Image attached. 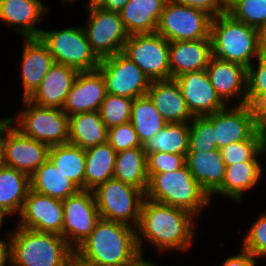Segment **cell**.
<instances>
[{"instance_id":"d590c367","label":"cell","mask_w":266,"mask_h":266,"mask_svg":"<svg viewBox=\"0 0 266 266\" xmlns=\"http://www.w3.org/2000/svg\"><path fill=\"white\" fill-rule=\"evenodd\" d=\"M266 152V134L258 132L252 139L229 144L220 149L226 165L240 162H258L256 157Z\"/></svg>"},{"instance_id":"7bdbcfd3","label":"cell","mask_w":266,"mask_h":266,"mask_svg":"<svg viewBox=\"0 0 266 266\" xmlns=\"http://www.w3.org/2000/svg\"><path fill=\"white\" fill-rule=\"evenodd\" d=\"M243 241V249L252 256H266V214H261L253 223Z\"/></svg>"},{"instance_id":"d6a6232c","label":"cell","mask_w":266,"mask_h":266,"mask_svg":"<svg viewBox=\"0 0 266 266\" xmlns=\"http://www.w3.org/2000/svg\"><path fill=\"white\" fill-rule=\"evenodd\" d=\"M48 159L65 177L85 190V149L70 143L52 146Z\"/></svg>"},{"instance_id":"4dcf8cb0","label":"cell","mask_w":266,"mask_h":266,"mask_svg":"<svg viewBox=\"0 0 266 266\" xmlns=\"http://www.w3.org/2000/svg\"><path fill=\"white\" fill-rule=\"evenodd\" d=\"M116 154L108 142L85 150V190L92 191L113 178Z\"/></svg>"},{"instance_id":"ffe728a7","label":"cell","mask_w":266,"mask_h":266,"mask_svg":"<svg viewBox=\"0 0 266 266\" xmlns=\"http://www.w3.org/2000/svg\"><path fill=\"white\" fill-rule=\"evenodd\" d=\"M79 71L54 63L28 100L40 107L62 108Z\"/></svg>"},{"instance_id":"603a6c76","label":"cell","mask_w":266,"mask_h":266,"mask_svg":"<svg viewBox=\"0 0 266 266\" xmlns=\"http://www.w3.org/2000/svg\"><path fill=\"white\" fill-rule=\"evenodd\" d=\"M23 48L20 66L24 90L23 99H28L40 86L41 81L54 64V60L39 38H25Z\"/></svg>"},{"instance_id":"ab89813d","label":"cell","mask_w":266,"mask_h":266,"mask_svg":"<svg viewBox=\"0 0 266 266\" xmlns=\"http://www.w3.org/2000/svg\"><path fill=\"white\" fill-rule=\"evenodd\" d=\"M257 69L253 64L247 68V99L246 104L252 106L266 93V58L258 57Z\"/></svg>"},{"instance_id":"cb8c5ba5","label":"cell","mask_w":266,"mask_h":266,"mask_svg":"<svg viewBox=\"0 0 266 266\" xmlns=\"http://www.w3.org/2000/svg\"><path fill=\"white\" fill-rule=\"evenodd\" d=\"M49 8L40 0H0V19L16 28L24 38H38L42 29L35 27Z\"/></svg>"},{"instance_id":"f1b7e54d","label":"cell","mask_w":266,"mask_h":266,"mask_svg":"<svg viewBox=\"0 0 266 266\" xmlns=\"http://www.w3.org/2000/svg\"><path fill=\"white\" fill-rule=\"evenodd\" d=\"M31 189L37 193L64 200L80 188L47 159L31 176Z\"/></svg>"},{"instance_id":"9f6ffc18","label":"cell","mask_w":266,"mask_h":266,"mask_svg":"<svg viewBox=\"0 0 266 266\" xmlns=\"http://www.w3.org/2000/svg\"><path fill=\"white\" fill-rule=\"evenodd\" d=\"M89 2L86 4L87 8L91 5H96L100 0H88Z\"/></svg>"},{"instance_id":"30bf717a","label":"cell","mask_w":266,"mask_h":266,"mask_svg":"<svg viewBox=\"0 0 266 266\" xmlns=\"http://www.w3.org/2000/svg\"><path fill=\"white\" fill-rule=\"evenodd\" d=\"M212 18L203 10L167 0L156 33L169 42L210 39Z\"/></svg>"},{"instance_id":"8fae6325","label":"cell","mask_w":266,"mask_h":266,"mask_svg":"<svg viewBox=\"0 0 266 266\" xmlns=\"http://www.w3.org/2000/svg\"><path fill=\"white\" fill-rule=\"evenodd\" d=\"M88 9V24L83 26L93 53L99 60L122 52L129 34L118 12L97 5Z\"/></svg>"},{"instance_id":"83f0119b","label":"cell","mask_w":266,"mask_h":266,"mask_svg":"<svg viewBox=\"0 0 266 266\" xmlns=\"http://www.w3.org/2000/svg\"><path fill=\"white\" fill-rule=\"evenodd\" d=\"M113 178L146 192L149 177L147 155L143 146L126 149L116 154Z\"/></svg>"},{"instance_id":"b9f144b4","label":"cell","mask_w":266,"mask_h":266,"mask_svg":"<svg viewBox=\"0 0 266 266\" xmlns=\"http://www.w3.org/2000/svg\"><path fill=\"white\" fill-rule=\"evenodd\" d=\"M107 142L117 153L142 146L131 122L109 128Z\"/></svg>"},{"instance_id":"277c9868","label":"cell","mask_w":266,"mask_h":266,"mask_svg":"<svg viewBox=\"0 0 266 266\" xmlns=\"http://www.w3.org/2000/svg\"><path fill=\"white\" fill-rule=\"evenodd\" d=\"M145 198L164 205L183 208L194 215L206 205L211 197L194 179L186 164L168 173H156L148 179Z\"/></svg>"},{"instance_id":"9a60e30c","label":"cell","mask_w":266,"mask_h":266,"mask_svg":"<svg viewBox=\"0 0 266 266\" xmlns=\"http://www.w3.org/2000/svg\"><path fill=\"white\" fill-rule=\"evenodd\" d=\"M227 108L226 106L218 112L205 116L213 124L218 149L232 143L250 140L259 132L252 106L244 104Z\"/></svg>"},{"instance_id":"1f68e13d","label":"cell","mask_w":266,"mask_h":266,"mask_svg":"<svg viewBox=\"0 0 266 266\" xmlns=\"http://www.w3.org/2000/svg\"><path fill=\"white\" fill-rule=\"evenodd\" d=\"M261 171L259 162H240L226 165L223 183L214 193L241 201L243 193L259 181Z\"/></svg>"},{"instance_id":"60d3db41","label":"cell","mask_w":266,"mask_h":266,"mask_svg":"<svg viewBox=\"0 0 266 266\" xmlns=\"http://www.w3.org/2000/svg\"><path fill=\"white\" fill-rule=\"evenodd\" d=\"M186 155L155 152L147 154V174L168 173L181 169L186 164Z\"/></svg>"},{"instance_id":"c3c4849f","label":"cell","mask_w":266,"mask_h":266,"mask_svg":"<svg viewBox=\"0 0 266 266\" xmlns=\"http://www.w3.org/2000/svg\"><path fill=\"white\" fill-rule=\"evenodd\" d=\"M10 232L8 233L7 242L0 239V266H5V263L9 260V264H11V244L9 240Z\"/></svg>"},{"instance_id":"bcb514c9","label":"cell","mask_w":266,"mask_h":266,"mask_svg":"<svg viewBox=\"0 0 266 266\" xmlns=\"http://www.w3.org/2000/svg\"><path fill=\"white\" fill-rule=\"evenodd\" d=\"M256 257L242 248L241 254L230 256L224 261L222 266H255Z\"/></svg>"},{"instance_id":"8d00e7d4","label":"cell","mask_w":266,"mask_h":266,"mask_svg":"<svg viewBox=\"0 0 266 266\" xmlns=\"http://www.w3.org/2000/svg\"><path fill=\"white\" fill-rule=\"evenodd\" d=\"M226 13L256 29L266 26V0H233L226 6Z\"/></svg>"},{"instance_id":"6da1fadb","label":"cell","mask_w":266,"mask_h":266,"mask_svg":"<svg viewBox=\"0 0 266 266\" xmlns=\"http://www.w3.org/2000/svg\"><path fill=\"white\" fill-rule=\"evenodd\" d=\"M194 218V214L188 210L145 198L136 228L140 253H143L142 237L156 246L159 252L170 249L188 250L195 235Z\"/></svg>"},{"instance_id":"f5cc1de1","label":"cell","mask_w":266,"mask_h":266,"mask_svg":"<svg viewBox=\"0 0 266 266\" xmlns=\"http://www.w3.org/2000/svg\"><path fill=\"white\" fill-rule=\"evenodd\" d=\"M88 266H129V264H111V263H102V264H86Z\"/></svg>"},{"instance_id":"4316f807","label":"cell","mask_w":266,"mask_h":266,"mask_svg":"<svg viewBox=\"0 0 266 266\" xmlns=\"http://www.w3.org/2000/svg\"><path fill=\"white\" fill-rule=\"evenodd\" d=\"M107 128L99 111L69 115V142L88 149L107 142Z\"/></svg>"},{"instance_id":"836d02e7","label":"cell","mask_w":266,"mask_h":266,"mask_svg":"<svg viewBox=\"0 0 266 266\" xmlns=\"http://www.w3.org/2000/svg\"><path fill=\"white\" fill-rule=\"evenodd\" d=\"M190 123H167L156 135L145 142L146 155L155 152L186 155L189 148Z\"/></svg>"},{"instance_id":"ee69618b","label":"cell","mask_w":266,"mask_h":266,"mask_svg":"<svg viewBox=\"0 0 266 266\" xmlns=\"http://www.w3.org/2000/svg\"><path fill=\"white\" fill-rule=\"evenodd\" d=\"M173 3L194 7L200 9L211 15L217 17L218 15L226 13V5L223 0H170Z\"/></svg>"},{"instance_id":"d6986e66","label":"cell","mask_w":266,"mask_h":266,"mask_svg":"<svg viewBox=\"0 0 266 266\" xmlns=\"http://www.w3.org/2000/svg\"><path fill=\"white\" fill-rule=\"evenodd\" d=\"M205 70L210 83L224 103L242 94L241 91L244 89L245 92L237 105L246 104L247 68L245 66L211 56Z\"/></svg>"},{"instance_id":"8992f818","label":"cell","mask_w":266,"mask_h":266,"mask_svg":"<svg viewBox=\"0 0 266 266\" xmlns=\"http://www.w3.org/2000/svg\"><path fill=\"white\" fill-rule=\"evenodd\" d=\"M92 191L101 219L137 228L145 199L142 190L112 178Z\"/></svg>"},{"instance_id":"7dc6e473","label":"cell","mask_w":266,"mask_h":266,"mask_svg":"<svg viewBox=\"0 0 266 266\" xmlns=\"http://www.w3.org/2000/svg\"><path fill=\"white\" fill-rule=\"evenodd\" d=\"M129 0H100L96 5L102 9L120 12Z\"/></svg>"},{"instance_id":"52a82bcc","label":"cell","mask_w":266,"mask_h":266,"mask_svg":"<svg viewBox=\"0 0 266 266\" xmlns=\"http://www.w3.org/2000/svg\"><path fill=\"white\" fill-rule=\"evenodd\" d=\"M47 47L54 63L63 64L78 71L98 69L100 60L93 53L83 27H71L56 31H41L38 37Z\"/></svg>"},{"instance_id":"484cf974","label":"cell","mask_w":266,"mask_h":266,"mask_svg":"<svg viewBox=\"0 0 266 266\" xmlns=\"http://www.w3.org/2000/svg\"><path fill=\"white\" fill-rule=\"evenodd\" d=\"M186 166L194 179L211 195L222 185L225 178L226 164L220 149L202 153H187Z\"/></svg>"},{"instance_id":"4fadbf2b","label":"cell","mask_w":266,"mask_h":266,"mask_svg":"<svg viewBox=\"0 0 266 266\" xmlns=\"http://www.w3.org/2000/svg\"><path fill=\"white\" fill-rule=\"evenodd\" d=\"M98 69L105 81L106 94L139 98L147 94L152 82L122 52L100 60Z\"/></svg>"},{"instance_id":"d4e9b609","label":"cell","mask_w":266,"mask_h":266,"mask_svg":"<svg viewBox=\"0 0 266 266\" xmlns=\"http://www.w3.org/2000/svg\"><path fill=\"white\" fill-rule=\"evenodd\" d=\"M167 0H129L119 12L129 35L155 33Z\"/></svg>"},{"instance_id":"7a4b0ae2","label":"cell","mask_w":266,"mask_h":266,"mask_svg":"<svg viewBox=\"0 0 266 266\" xmlns=\"http://www.w3.org/2000/svg\"><path fill=\"white\" fill-rule=\"evenodd\" d=\"M139 253L135 228L100 219L74 257L84 264H130Z\"/></svg>"},{"instance_id":"e575fe53","label":"cell","mask_w":266,"mask_h":266,"mask_svg":"<svg viewBox=\"0 0 266 266\" xmlns=\"http://www.w3.org/2000/svg\"><path fill=\"white\" fill-rule=\"evenodd\" d=\"M130 122L141 145L156 135L167 124L147 95L133 100Z\"/></svg>"},{"instance_id":"7402d4cb","label":"cell","mask_w":266,"mask_h":266,"mask_svg":"<svg viewBox=\"0 0 266 266\" xmlns=\"http://www.w3.org/2000/svg\"><path fill=\"white\" fill-rule=\"evenodd\" d=\"M212 56L211 39L169 42L170 79L205 70Z\"/></svg>"},{"instance_id":"f907efd6","label":"cell","mask_w":266,"mask_h":266,"mask_svg":"<svg viewBox=\"0 0 266 266\" xmlns=\"http://www.w3.org/2000/svg\"><path fill=\"white\" fill-rule=\"evenodd\" d=\"M143 253H139L129 264V266H157L154 263L147 262L146 260H143Z\"/></svg>"},{"instance_id":"ac0fdd59","label":"cell","mask_w":266,"mask_h":266,"mask_svg":"<svg viewBox=\"0 0 266 266\" xmlns=\"http://www.w3.org/2000/svg\"><path fill=\"white\" fill-rule=\"evenodd\" d=\"M105 95V81L99 69L79 71L62 110L68 116L99 111Z\"/></svg>"},{"instance_id":"3957f363","label":"cell","mask_w":266,"mask_h":266,"mask_svg":"<svg viewBox=\"0 0 266 266\" xmlns=\"http://www.w3.org/2000/svg\"><path fill=\"white\" fill-rule=\"evenodd\" d=\"M12 266H68L74 250L58 234L17 226L10 231Z\"/></svg>"},{"instance_id":"ba28073f","label":"cell","mask_w":266,"mask_h":266,"mask_svg":"<svg viewBox=\"0 0 266 266\" xmlns=\"http://www.w3.org/2000/svg\"><path fill=\"white\" fill-rule=\"evenodd\" d=\"M24 107L16 121L23 135L49 147L69 142V116L62 108L40 107L23 99Z\"/></svg>"},{"instance_id":"f546056e","label":"cell","mask_w":266,"mask_h":266,"mask_svg":"<svg viewBox=\"0 0 266 266\" xmlns=\"http://www.w3.org/2000/svg\"><path fill=\"white\" fill-rule=\"evenodd\" d=\"M30 189V176L5 166L0 170V209L8 215L21 213Z\"/></svg>"},{"instance_id":"5b68a950","label":"cell","mask_w":266,"mask_h":266,"mask_svg":"<svg viewBox=\"0 0 266 266\" xmlns=\"http://www.w3.org/2000/svg\"><path fill=\"white\" fill-rule=\"evenodd\" d=\"M212 56L248 68L252 58L260 57L258 51V29L237 21L228 13L212 18Z\"/></svg>"},{"instance_id":"e0dca14e","label":"cell","mask_w":266,"mask_h":266,"mask_svg":"<svg viewBox=\"0 0 266 266\" xmlns=\"http://www.w3.org/2000/svg\"><path fill=\"white\" fill-rule=\"evenodd\" d=\"M174 79L193 116L213 114L227 106L217 95L206 70L183 73Z\"/></svg>"},{"instance_id":"9c48e42d","label":"cell","mask_w":266,"mask_h":266,"mask_svg":"<svg viewBox=\"0 0 266 266\" xmlns=\"http://www.w3.org/2000/svg\"><path fill=\"white\" fill-rule=\"evenodd\" d=\"M15 118L0 121V145L5 166L31 176L47 159L50 147L23 135L13 125Z\"/></svg>"},{"instance_id":"816d5d0a","label":"cell","mask_w":266,"mask_h":266,"mask_svg":"<svg viewBox=\"0 0 266 266\" xmlns=\"http://www.w3.org/2000/svg\"><path fill=\"white\" fill-rule=\"evenodd\" d=\"M68 266H88L84 263H82L81 261H79L76 257H73L69 263Z\"/></svg>"},{"instance_id":"44dd1931","label":"cell","mask_w":266,"mask_h":266,"mask_svg":"<svg viewBox=\"0 0 266 266\" xmlns=\"http://www.w3.org/2000/svg\"><path fill=\"white\" fill-rule=\"evenodd\" d=\"M146 95L167 123H187L193 120L194 116L175 79L152 81Z\"/></svg>"},{"instance_id":"6f0895ef","label":"cell","mask_w":266,"mask_h":266,"mask_svg":"<svg viewBox=\"0 0 266 266\" xmlns=\"http://www.w3.org/2000/svg\"><path fill=\"white\" fill-rule=\"evenodd\" d=\"M233 0H223L224 4L227 6Z\"/></svg>"},{"instance_id":"db71d44e","label":"cell","mask_w":266,"mask_h":266,"mask_svg":"<svg viewBox=\"0 0 266 266\" xmlns=\"http://www.w3.org/2000/svg\"><path fill=\"white\" fill-rule=\"evenodd\" d=\"M5 167V160H4V155H3V150L0 145V170Z\"/></svg>"},{"instance_id":"681fc988","label":"cell","mask_w":266,"mask_h":266,"mask_svg":"<svg viewBox=\"0 0 266 266\" xmlns=\"http://www.w3.org/2000/svg\"><path fill=\"white\" fill-rule=\"evenodd\" d=\"M258 51L260 57L266 58V26L258 29Z\"/></svg>"},{"instance_id":"11a10c76","label":"cell","mask_w":266,"mask_h":266,"mask_svg":"<svg viewBox=\"0 0 266 266\" xmlns=\"http://www.w3.org/2000/svg\"><path fill=\"white\" fill-rule=\"evenodd\" d=\"M8 215L4 210L0 209V228L2 226L3 217Z\"/></svg>"},{"instance_id":"f35d334b","label":"cell","mask_w":266,"mask_h":266,"mask_svg":"<svg viewBox=\"0 0 266 266\" xmlns=\"http://www.w3.org/2000/svg\"><path fill=\"white\" fill-rule=\"evenodd\" d=\"M134 99L106 94L99 113L107 129L130 122Z\"/></svg>"},{"instance_id":"2e32d148","label":"cell","mask_w":266,"mask_h":266,"mask_svg":"<svg viewBox=\"0 0 266 266\" xmlns=\"http://www.w3.org/2000/svg\"><path fill=\"white\" fill-rule=\"evenodd\" d=\"M19 227L63 237V202L30 189L20 213Z\"/></svg>"},{"instance_id":"74e56055","label":"cell","mask_w":266,"mask_h":266,"mask_svg":"<svg viewBox=\"0 0 266 266\" xmlns=\"http://www.w3.org/2000/svg\"><path fill=\"white\" fill-rule=\"evenodd\" d=\"M218 149L213 124L205 116H194L190 123L188 153Z\"/></svg>"},{"instance_id":"7c38bea8","label":"cell","mask_w":266,"mask_h":266,"mask_svg":"<svg viewBox=\"0 0 266 266\" xmlns=\"http://www.w3.org/2000/svg\"><path fill=\"white\" fill-rule=\"evenodd\" d=\"M122 53L151 81L170 79L169 41L160 34L130 35Z\"/></svg>"},{"instance_id":"5bb4252c","label":"cell","mask_w":266,"mask_h":266,"mask_svg":"<svg viewBox=\"0 0 266 266\" xmlns=\"http://www.w3.org/2000/svg\"><path fill=\"white\" fill-rule=\"evenodd\" d=\"M62 202L63 238L75 250L94 230L96 223L101 218L93 191L80 189Z\"/></svg>"},{"instance_id":"f6af8a7d","label":"cell","mask_w":266,"mask_h":266,"mask_svg":"<svg viewBox=\"0 0 266 266\" xmlns=\"http://www.w3.org/2000/svg\"><path fill=\"white\" fill-rule=\"evenodd\" d=\"M252 109L258 131L266 134V93L252 105Z\"/></svg>"}]
</instances>
